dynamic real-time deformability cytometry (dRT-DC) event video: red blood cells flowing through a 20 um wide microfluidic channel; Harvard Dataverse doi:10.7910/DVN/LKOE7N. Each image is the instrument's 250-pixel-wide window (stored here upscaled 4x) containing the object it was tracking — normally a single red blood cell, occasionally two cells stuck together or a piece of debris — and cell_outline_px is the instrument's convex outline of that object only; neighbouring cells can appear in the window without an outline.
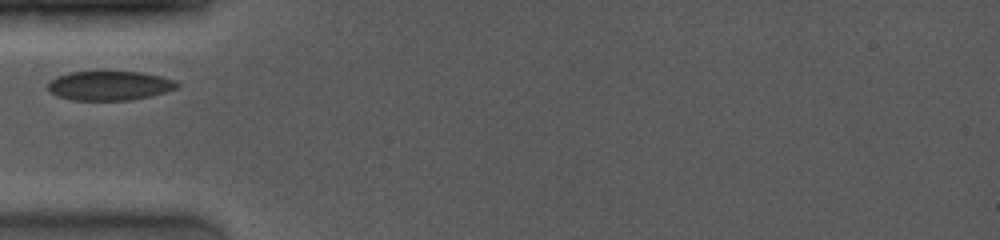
{"species": "common noctule bat (a hibernating species)", "species_latin": "Nyctalus noctula", "temperature_condition": "room temperature", "stored_images_in_passage": 40, "camera_frame_rate_fps": 4000, "um_per_image_px": 0.085, "animal": {"sex": "female", "body_mass_g": 19.0, "forearm_length_mm": 53.3}, "frame": {"image": 1, "passage_image": 1, "time_ms": 0.0, "image_size_px": [1000, 240], "cell_outline_px": [[180, 84], [176, 88], [164, 92], [132, 100], [72, 100], [56, 96], [48, 88], [48, 84], [56, 76], [68, 72], [140, 72], [160, 76], [176, 80]], "centroid_in_image_um": [9.3, 7.28], "position_along_channel_um": 75.7, "area_um2": 21.91}}
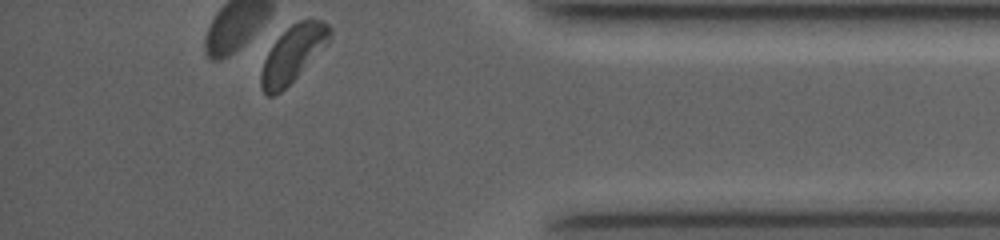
{"frame": {"image": 2, "passage_image": 39, "time_ms": 9.0, "image_size_px": [1000, 240], "cell_outline_px": [[332, 32], [328, 44], [280, 92], [272, 96], [268, 96], [264, 92], [260, 84], [260, 76], [264, 60], [272, 44], [292, 24], [300, 20], [324, 20], [332, 28]], "centroid_in_image_um": [24.91, 4.56], "position_along_channel_um": 410.3, "area_um2": 22.14}}